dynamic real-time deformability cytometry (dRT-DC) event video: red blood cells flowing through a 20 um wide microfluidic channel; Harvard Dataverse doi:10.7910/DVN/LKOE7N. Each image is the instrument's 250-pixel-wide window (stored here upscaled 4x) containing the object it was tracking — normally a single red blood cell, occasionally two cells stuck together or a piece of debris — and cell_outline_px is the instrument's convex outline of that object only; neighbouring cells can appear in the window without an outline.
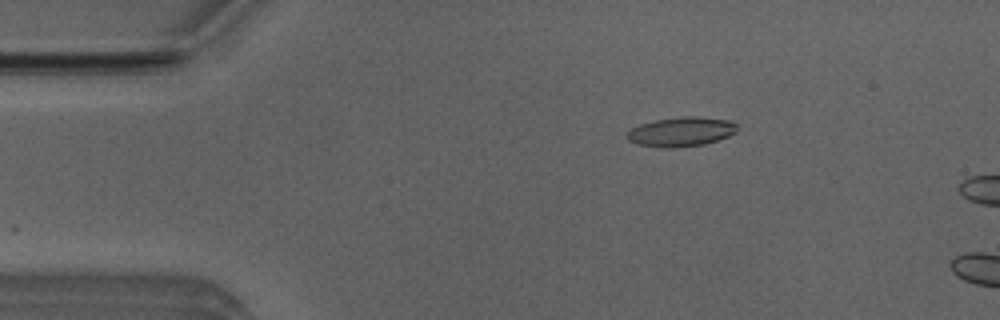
{"species": "Egyptian fruit bat (a non-hibernating species)", "species_latin": "Rousettus aegyptiacus", "temperature_condition": "room temperature", "stored_images_in_passage": 3, "camera_frame_rate_fps": 3000, "um_per_image_px": 0.085, "animal": {"sex": "male"}, "frame": {"image": 1, "passage_image": 2, "time_ms": 0.333, "image_size_px": [1000, 320], "cell_outline_px": [[736, 132], [728, 136], [704, 144], [676, 148], [664, 148], [636, 144], [628, 140], [624, 136], [632, 128], [640, 124], [656, 120], [680, 116], [696, 116], [728, 120], [736, 124]], "centroid_in_image_um": [57.86, 11.2], "position_along_channel_um": 27.1, "area_um2": 18.9}}